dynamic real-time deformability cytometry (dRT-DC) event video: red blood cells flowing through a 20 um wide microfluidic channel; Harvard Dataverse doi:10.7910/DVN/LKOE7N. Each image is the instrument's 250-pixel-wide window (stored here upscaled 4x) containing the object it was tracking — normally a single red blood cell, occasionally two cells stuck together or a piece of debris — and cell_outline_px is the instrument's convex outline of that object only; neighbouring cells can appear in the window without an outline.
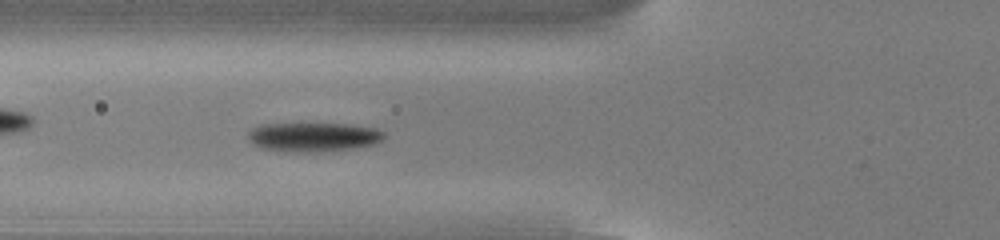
{"species": "common noctule bat (a hibernating species)", "species_latin": "Nyctalus noctula", "temperature_condition": "cold", "stored_images_in_passage": 54, "camera_frame_rate_fps": 3000, "um_per_image_px": 0.085, "animal": {"sex": "male", "body_mass_g": 13.0, "forearm_length_mm": 53.1}, "frame": {"image": 1, "passage_image": 20, "time_ms": 6.333, "image_size_px": [1000, 240], "cell_outline_px": [[384, 136], [376, 144], [352, 148], [316, 152], [300, 152], [260, 148], [252, 144], [248, 140], [248, 132], [252, 128], [260, 124], [348, 124], [376, 128], [384, 132]], "centroid_in_image_um": [26.61, 11.64], "position_along_channel_um": 99.2, "area_um2": 23.0}}
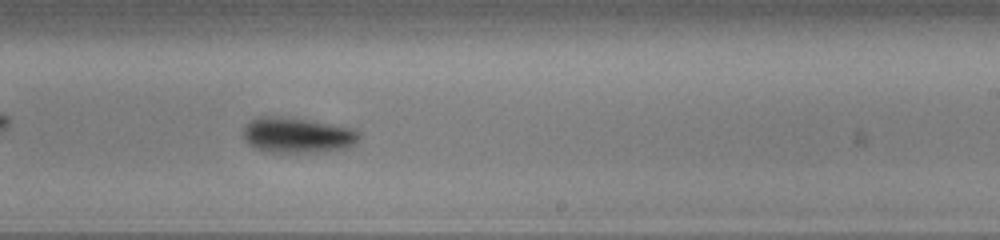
{"frame": {"image": 2, "passage_image": 33, "time_ms": 10.667, "image_size_px": [1000, 240], "cell_outline_px": [[360, 136], [356, 144], [344, 148], [316, 152], [264, 152], [248, 144], [244, 140], [244, 124], [260, 116], [276, 116], [312, 120], [352, 128], [360, 132]], "centroid_in_image_um": [25.26, 11.48], "position_along_channel_um": 263.7, "area_um2": 24.04}}
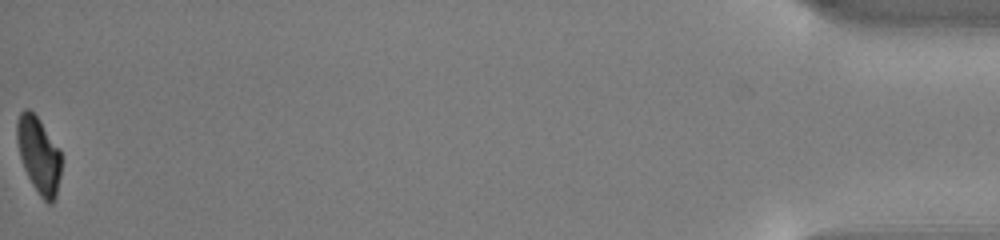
{"frame": {"image": 3, "passage_image": 54, "time_ms": 17.667, "image_size_px": [1000, 240], "cell_outline_px": [[60, 176], [56, 196], [52, 204], [48, 204], [40, 196], [32, 184], [24, 168], [20, 156], [16, 140], [16, 120], [20, 112], [24, 108], [28, 108], [40, 120], [60, 148]], "centroid_in_image_um": [3.28, 13.15], "position_along_channel_um": 431.9, "area_um2": 19.83}, "authors_computed_cell_mechanics": {"area_um2": 21.8195, "velocity_mm_per_s": 3.8066, "shape_relaxation_time_tau1_ms": 1.3363, "shape_relaxation_time_tau2_ms": null, "deformation_change_tau1": 0.1385, "deformation_change_tau2": null}}